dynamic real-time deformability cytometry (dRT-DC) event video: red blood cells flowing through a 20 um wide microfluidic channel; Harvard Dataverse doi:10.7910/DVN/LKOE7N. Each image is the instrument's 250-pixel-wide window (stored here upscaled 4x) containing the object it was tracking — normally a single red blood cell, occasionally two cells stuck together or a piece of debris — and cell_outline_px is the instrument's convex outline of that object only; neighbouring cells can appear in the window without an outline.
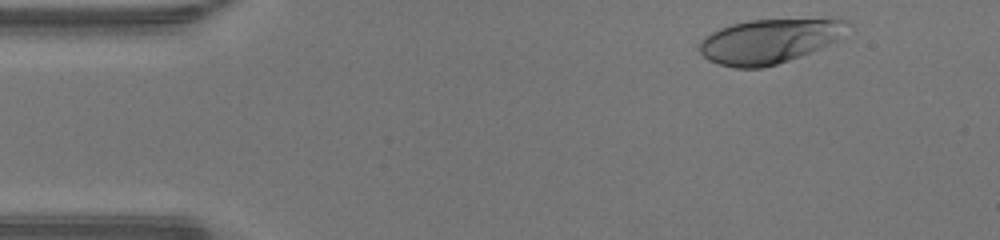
{"species": "human", "species_latin": "Homo sapiens", "temperature_condition": "warm", "stored_images_in_passage": 41, "camera_frame_rate_fps": 3000, "um_per_image_px": 0.085, "donor": {"sex": "male"}, "frame": {"image": 1, "passage_image": 2, "time_ms": 0.333, "image_size_px": [1000, 240], "cell_outline_px": [[852, 24], [836, 40], [812, 52], [764, 68], [736, 68], [720, 64], [708, 60], [700, 52], [700, 40], [704, 36], [720, 28], [732, 24], [748, 20], [832, 16], [836, 16], [848, 20]], "centroid_in_image_um": [65.48, 3.44], "position_along_channel_um": 19.5, "area_um2": 39.3}}
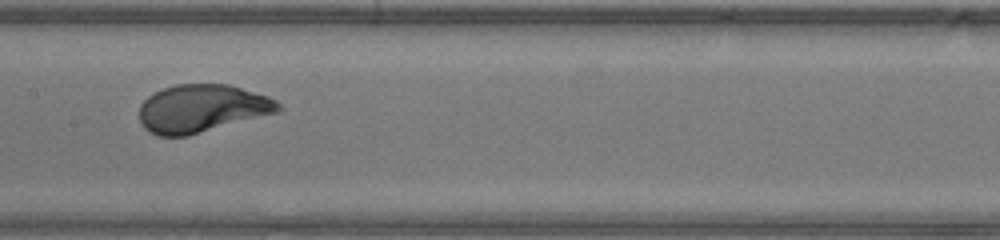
{"frame": {"image": 2, "passage_image": 20, "time_ms": 6.333, "image_size_px": [1000, 240], "cell_outline_px": [[284, 108], [280, 112], [188, 136], [156, 136], [148, 132], [144, 128], [140, 120], [140, 104], [148, 96], [164, 88], [176, 84], [228, 84], [268, 96], [276, 100]], "centroid_in_image_um": [17.18, 9.23], "position_along_channel_um": 190.2, "area_um2": 39.02}}
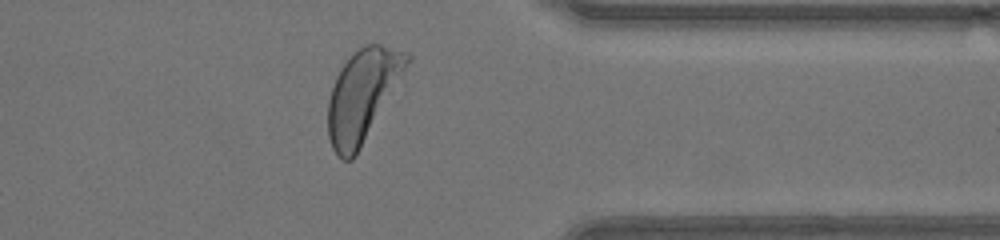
{"frame": {"image": 3, "passage_image": 34, "time_ms": 11.0, "image_size_px": [1000, 240], "cell_outline_px": [[412, 60], [352, 160], [344, 160], [332, 148], [328, 136], [328, 100], [336, 76], [340, 68], [364, 44], [380, 44], [404, 52], [412, 56]], "centroid_in_image_um": [30.81, 8.07], "position_along_channel_um": 380.6, "area_um2": 40.98}, "authors_computed_cell_mechanics": {"area_um2": 38.8416, "velocity_mm_per_s": 4.3298, "shape_relaxation_time_tau1_ms": 2.1549, "shape_relaxation_time_tau2_ms": null, "deformation_change_tau1": 0.179, "deformation_change_tau2": null}}